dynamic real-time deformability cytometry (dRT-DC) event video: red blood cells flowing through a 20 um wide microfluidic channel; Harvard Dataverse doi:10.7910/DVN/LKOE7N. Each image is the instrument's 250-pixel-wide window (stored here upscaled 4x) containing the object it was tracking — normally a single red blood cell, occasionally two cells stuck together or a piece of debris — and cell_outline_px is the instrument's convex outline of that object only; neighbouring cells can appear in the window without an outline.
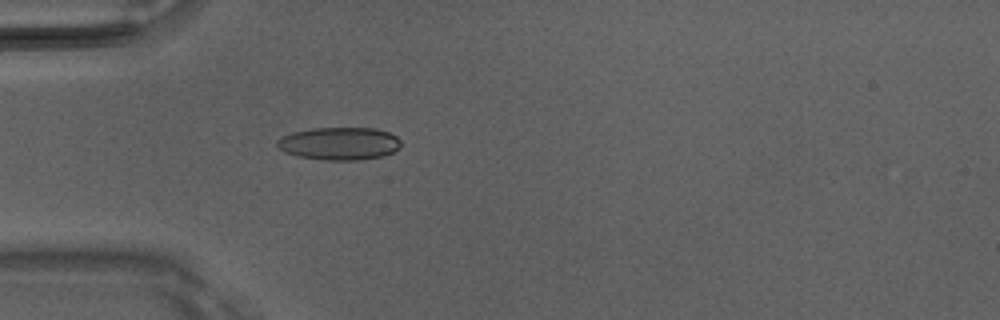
{"species": "Egyptian fruit bat (a non-hibernating species)", "species_latin": "Rousettus aegyptiacus", "temperature_condition": "room temperature", "stored_images_in_passage": 5, "camera_frame_rate_fps": 3000, "um_per_image_px": 0.085, "animal": {"sex": "male"}, "frame": {"image": 1, "passage_image": 5, "time_ms": 1.333, "image_size_px": [1000, 320], "cell_outline_px": [[400, 148], [384, 156], [356, 160], [324, 160], [296, 156], [284, 152], [276, 144], [276, 140], [280, 136], [292, 132], [312, 128], [376, 128], [388, 132], [396, 136], [400, 140]], "centroid_in_image_um": [28.82, 12.2], "position_along_channel_um": 56.2, "area_um2": 23.81}}